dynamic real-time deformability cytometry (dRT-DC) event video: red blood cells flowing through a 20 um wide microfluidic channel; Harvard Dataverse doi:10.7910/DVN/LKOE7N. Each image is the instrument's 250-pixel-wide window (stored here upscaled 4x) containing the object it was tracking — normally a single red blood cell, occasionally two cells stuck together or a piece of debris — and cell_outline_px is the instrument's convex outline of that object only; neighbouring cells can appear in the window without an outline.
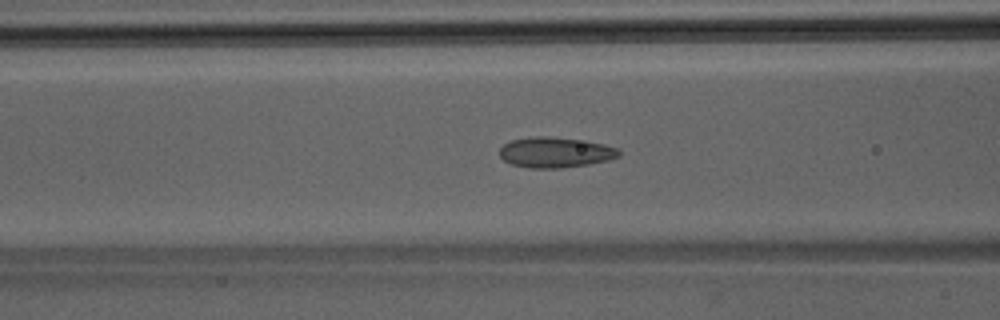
{"species": "Egyptian fruit bat (a non-hibernating species)", "species_latin": "Rousettus aegyptiacus", "temperature_condition": "room temperature", "stored_images_in_passage": 26, "camera_frame_rate_fps": 3000, "um_per_image_px": 0.085, "animal": {"sex": "male"}, "frame": {"image": 1, "passage_image": 9, "time_ms": 2.667, "image_size_px": [1000, 320], "cell_outline_px": [[620, 156], [608, 160], [588, 164], [560, 168], [528, 168], [512, 164], [504, 160], [500, 156], [500, 148], [504, 144], [512, 140], [536, 136], [548, 136], [604, 144], [616, 148], [620, 152]], "centroid_in_image_um": [47.18, 12.96], "position_along_channel_um": 119.4, "area_um2": 20.87}}
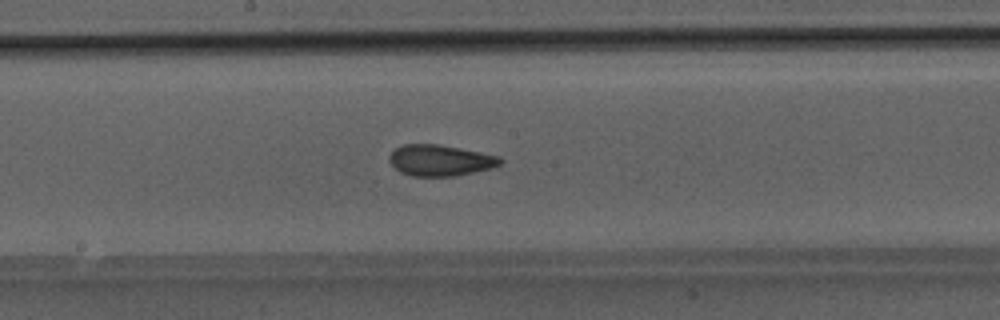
{"frame": {"image": 2, "passage_image": 15, "time_ms": 4.667, "image_size_px": [1000, 320], "cell_outline_px": [[504, 160], [500, 164], [492, 168], [456, 176], [412, 176], [400, 172], [388, 160], [388, 156], [396, 148], [404, 144], [436, 144], [480, 152], [500, 156]], "centroid_in_image_um": [37.42, 13.63], "position_along_channel_um": 210.8, "area_um2": 20.06}}
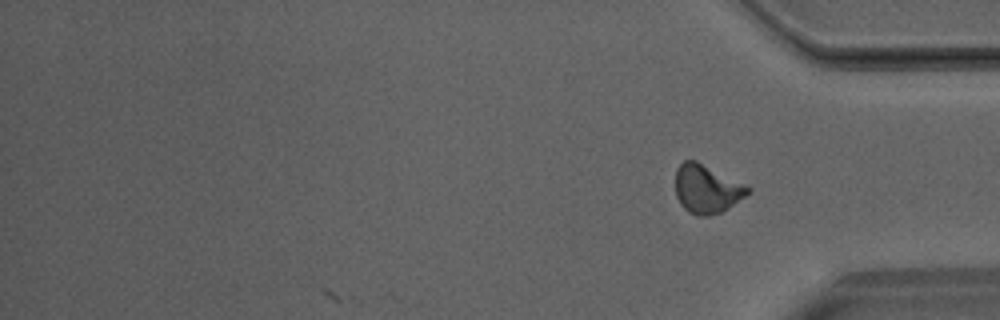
{"frame": {"image": 3, "passage_image": 26, "time_ms": 8.333, "image_size_px": [1000, 320], "cell_outline_px": [[752, 192], [728, 208], [720, 212], [708, 216], [696, 216], [688, 212], [680, 204], [676, 196], [676, 168], [684, 160], [696, 160], [752, 188]], "centroid_in_image_um": [60.07, 16.07], "position_along_channel_um": 375.1, "area_um2": 20.52}}